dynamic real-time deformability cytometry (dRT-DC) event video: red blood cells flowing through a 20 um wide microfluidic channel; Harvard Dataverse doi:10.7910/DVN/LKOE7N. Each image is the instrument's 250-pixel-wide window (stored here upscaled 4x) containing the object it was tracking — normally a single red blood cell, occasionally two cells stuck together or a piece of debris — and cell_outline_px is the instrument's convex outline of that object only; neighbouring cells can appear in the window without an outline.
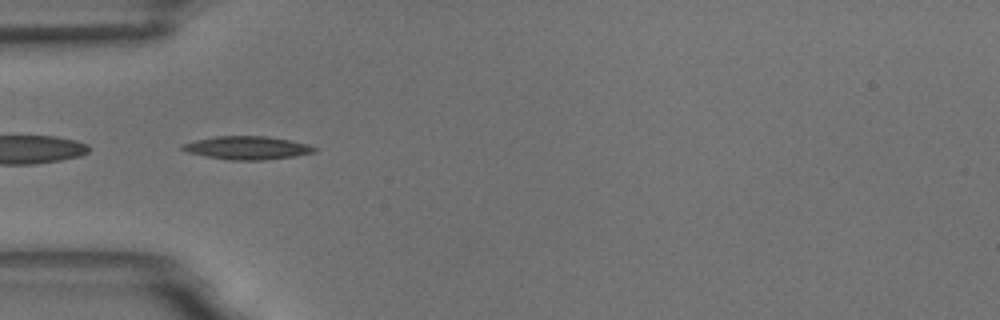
{"species": "common noctule bat (a hibernating species)", "species_latin": "Nyctalus noctula", "temperature_condition": "room temperature", "stored_images_in_passage": 41, "camera_frame_rate_fps": 3000, "um_per_image_px": 0.085, "animal": {"sex": "male", "body_mass_g": 18.8}, "frame": {"image": 1, "passage_image": 1, "time_ms": 0.0, "image_size_px": [1000, 320], "cell_outline_px": [[316, 152], [296, 156], [264, 160], [228, 160], [188, 152], [180, 148], [180, 144], [196, 140], [216, 136], [268, 136], [308, 144], [316, 148]], "centroid_in_image_um": [21.02, 12.56], "position_along_channel_um": 64.0, "area_um2": 17.8}, "authors_computed_cell_mechanics": {"area_um2": 16.0684, "velocity_mm_per_s": 3.4641, "shape_relaxation_time_tau1_ms": 6.1622, "shape_relaxation_time_tau2_ms": 3.2251, "deformation_change_tau1": 0.1684, "deformation_change_tau2": 0.1287}}